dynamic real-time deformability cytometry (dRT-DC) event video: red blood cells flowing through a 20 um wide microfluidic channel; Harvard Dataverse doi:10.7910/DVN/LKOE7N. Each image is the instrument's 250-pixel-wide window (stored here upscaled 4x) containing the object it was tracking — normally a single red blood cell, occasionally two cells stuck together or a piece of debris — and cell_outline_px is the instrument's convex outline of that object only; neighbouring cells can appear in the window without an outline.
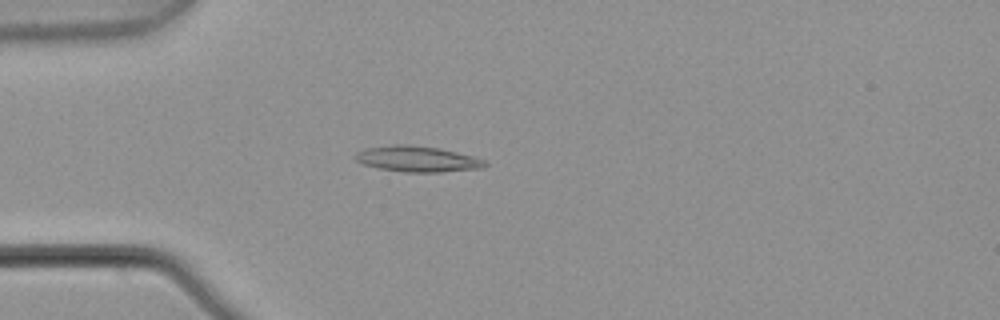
{"species": "common noctule bat (a hibernating species)", "species_latin": "Nyctalus noctula", "temperature_condition": "warm", "stored_images_in_passage": 5, "camera_frame_rate_fps": 3000, "um_per_image_px": 0.085, "animal": {"sex": "male", "body_mass_g": 21.5, "forearm_length_mm": 52.0}, "frame": {"image": 1, "passage_image": 5, "time_ms": 1.333, "image_size_px": [1000, 320], "cell_outline_px": [[488, 164], [484, 168], [440, 172], [404, 172], [380, 168], [364, 164], [356, 160], [352, 156], [356, 152], [364, 148], [392, 144], [408, 144], [440, 148], [472, 156], [484, 160]], "centroid_in_image_um": [35.45, 13.5], "position_along_channel_um": 49.6, "area_um2": 19.59}}